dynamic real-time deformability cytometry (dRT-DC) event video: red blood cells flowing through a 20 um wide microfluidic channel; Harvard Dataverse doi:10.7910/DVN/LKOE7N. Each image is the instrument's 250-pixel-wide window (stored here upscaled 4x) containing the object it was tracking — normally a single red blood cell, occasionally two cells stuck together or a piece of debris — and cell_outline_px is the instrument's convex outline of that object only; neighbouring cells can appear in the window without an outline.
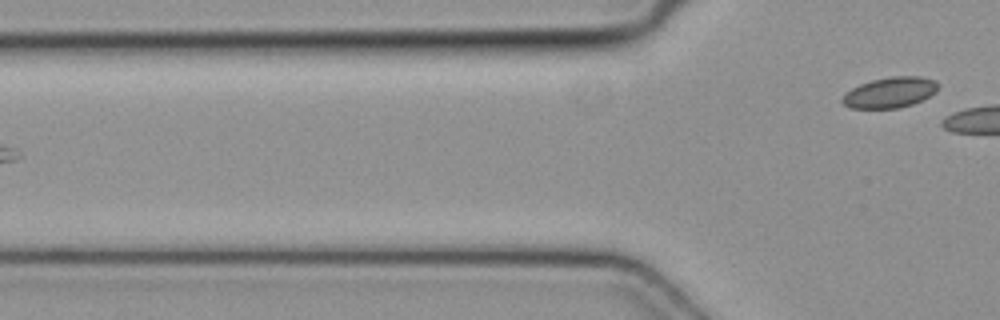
{"species": "common noctule bat (a hibernating species)", "species_latin": "Nyctalus noctula", "temperature_condition": "cold", "stored_images_in_passage": 5, "camera_frame_rate_fps": 3000, "um_per_image_px": 0.085, "animal": {"sex": "female", "body_mass_g": 19.3, "forearm_length_mm": 54.1}, "frame": {"image": 1, "passage_image": 5, "time_ms": 1.333, "image_size_px": [1000, 320], "cell_outline_px": [[940, 84], [936, 92], [912, 104], [900, 108], [848, 108], [840, 100], [852, 88], [860, 84], [872, 80], [892, 76], [920, 76], [936, 80]], "centroid_in_image_um": [75.67, 7.85], "position_along_channel_um": 50.1, "area_um2": 17.05}}